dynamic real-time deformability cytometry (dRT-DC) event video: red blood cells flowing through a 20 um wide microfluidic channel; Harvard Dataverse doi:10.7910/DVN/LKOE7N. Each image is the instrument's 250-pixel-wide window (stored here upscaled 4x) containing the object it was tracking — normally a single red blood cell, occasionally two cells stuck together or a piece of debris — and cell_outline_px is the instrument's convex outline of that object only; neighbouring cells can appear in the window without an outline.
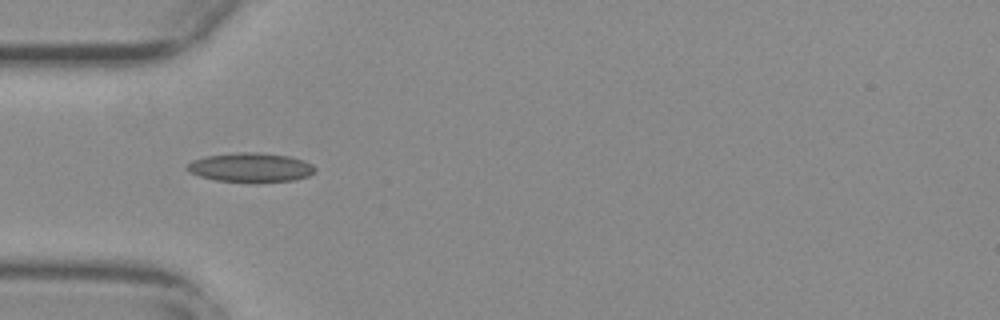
{"species": "common noctule bat (a hibernating species)", "species_latin": "Nyctalus noctula", "temperature_condition": "warm", "stored_images_in_passage": 20, "camera_frame_rate_fps": 3000, "um_per_image_px": 0.085, "animal": {"sex": "female", "body_mass_g": 29.2, "forearm_length_mm": 56.3}, "frame": {"image": 1, "passage_image": 17, "time_ms": 5.333, "image_size_px": [1000, 320], "cell_outline_px": [[316, 168], [308, 176], [292, 180], [256, 184], [252, 184], [216, 180], [200, 176], [188, 172], [184, 168], [192, 160], [208, 156], [240, 152], [260, 152], [288, 156], [304, 160], [312, 164]], "centroid_in_image_um": [21.29, 14.26], "position_along_channel_um": 63.7, "area_um2": 22.2}}
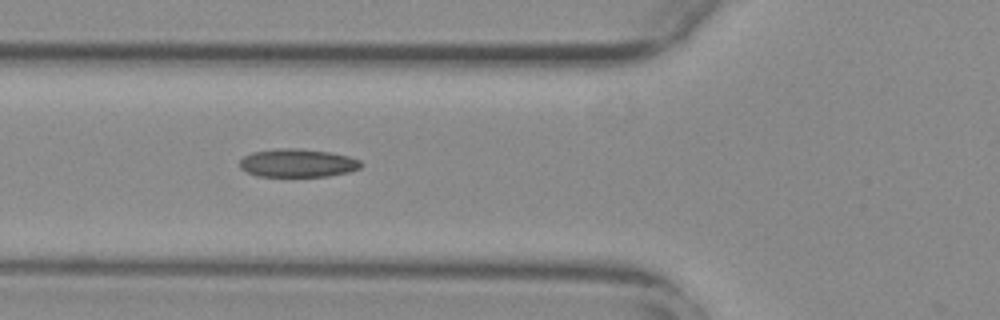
{"frame": {"image": 2, "passage_image": 20, "time_ms": 6.333, "image_size_px": [1000, 320], "cell_outline_px": [[364, 164], [360, 168], [348, 172], [328, 176], [256, 176], [240, 168], [240, 160], [244, 156], [252, 152], [284, 148], [300, 148], [328, 152], [348, 156], [360, 160]], "centroid_in_image_um": [25.31, 13.86], "position_along_channel_um": 100.5, "area_um2": 19.88}}